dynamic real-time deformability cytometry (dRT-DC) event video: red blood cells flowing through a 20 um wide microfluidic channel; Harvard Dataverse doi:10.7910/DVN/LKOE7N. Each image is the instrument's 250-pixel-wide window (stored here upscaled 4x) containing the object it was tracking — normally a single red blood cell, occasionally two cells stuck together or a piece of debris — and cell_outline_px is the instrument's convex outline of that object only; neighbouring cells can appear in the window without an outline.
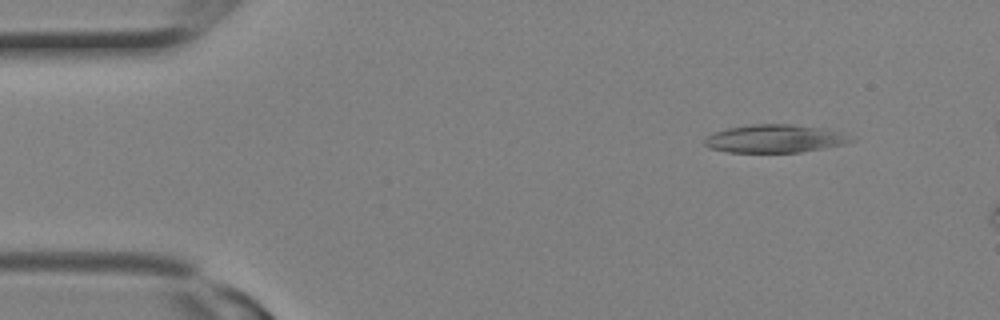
{"species": "Egyptian fruit bat (a non-hibernating species)", "species_latin": "Rousettus aegyptiacus", "temperature_condition": "room temperature", "stored_images_in_passage": 7, "camera_frame_rate_fps": 3000, "um_per_image_px": 0.085, "animal": {"sex": "female"}, "frame": {"image": 1, "passage_image": 3, "time_ms": 0.667, "image_size_px": [1000, 320], "cell_outline_px": [[856, 140], [844, 144], [800, 152], [728, 152], [708, 148], [704, 144], [704, 140], [712, 132], [728, 128], [752, 124], [792, 124], [828, 128]], "centroid_in_image_um": [65.82, 11.78], "position_along_channel_um": 19.2, "area_um2": 23.87}}